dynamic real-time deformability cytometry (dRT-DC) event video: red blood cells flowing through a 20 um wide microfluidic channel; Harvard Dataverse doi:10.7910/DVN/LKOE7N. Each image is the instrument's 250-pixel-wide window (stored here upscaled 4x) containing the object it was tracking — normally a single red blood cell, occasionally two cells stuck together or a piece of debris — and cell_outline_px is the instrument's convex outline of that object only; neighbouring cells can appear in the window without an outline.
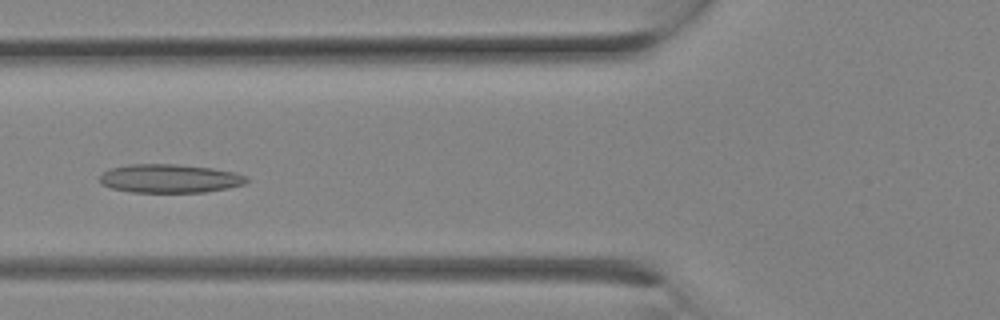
{"species": "Egyptian fruit bat (a non-hibernating species)", "species_latin": "Rousettus aegyptiacus", "temperature_condition": "room temperature", "stored_images_in_passage": 10, "camera_frame_rate_fps": 3000, "um_per_image_px": 0.085, "animal": {"sex": "female"}, "frame": {"image": 1, "passage_image": 9, "time_ms": 2.667, "image_size_px": [1000, 320], "cell_outline_px": [[248, 180], [244, 184], [228, 188], [204, 192], [132, 192], [112, 188], [100, 184], [100, 172], [108, 168], [128, 164], [176, 164], [212, 168], [236, 172], [248, 176]], "centroid_in_image_um": [14.4, 15.16], "position_along_channel_um": 111.4, "area_um2": 24.74}}